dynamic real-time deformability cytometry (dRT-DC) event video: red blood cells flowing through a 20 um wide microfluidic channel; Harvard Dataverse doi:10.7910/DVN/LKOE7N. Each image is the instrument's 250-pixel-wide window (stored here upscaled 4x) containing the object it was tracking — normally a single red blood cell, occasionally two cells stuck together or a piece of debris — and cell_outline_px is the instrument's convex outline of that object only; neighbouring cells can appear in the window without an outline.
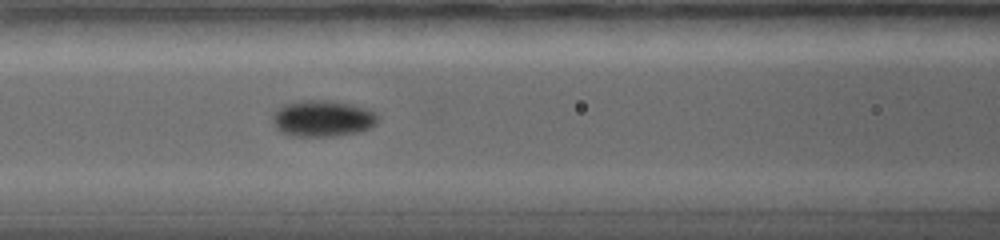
{"species": "common noctule bat (a hibernating species)", "species_latin": "Nyctalus noctula", "temperature_condition": "warm", "stored_images_in_passage": 18, "camera_frame_rate_fps": 5000, "um_per_image_px": 0.085, "animal": {"sex": "female", "body_mass_g": 19.0, "forearm_length_mm": 56.7}, "frame": {"image": 1, "passage_image": 7, "time_ms": 5.4, "image_size_px": [1000, 240], "cell_outline_px": [[380, 116], [376, 124], [368, 128], [356, 132], [336, 136], [288, 136], [280, 132], [276, 128], [272, 120], [272, 116], [276, 108], [284, 104], [300, 100], [332, 100], [364, 108], [376, 112]], "centroid_in_image_um": [27.38, 10.07], "position_along_channel_um": 139.2, "area_um2": 22.48}}
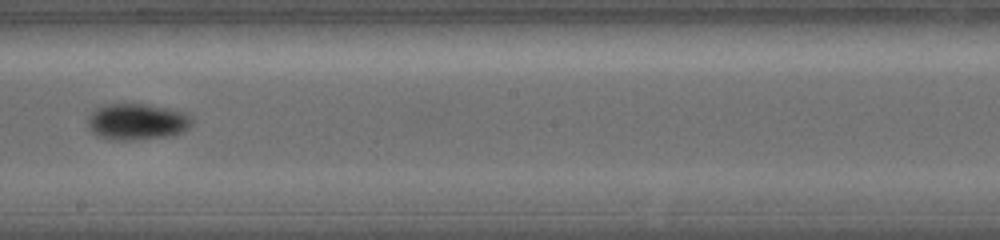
{"frame": {"image": 2, "passage_image": 10, "time_ms": 8.2, "image_size_px": [1000, 240], "cell_outline_px": [[192, 124], [184, 132], [172, 136], [132, 140], [108, 140], [92, 132], [88, 128], [88, 116], [96, 108], [104, 104], [144, 104], [184, 112], [192, 116]], "centroid_in_image_um": [11.65, 10.36], "position_along_channel_um": 236.6, "area_um2": 22.2}}
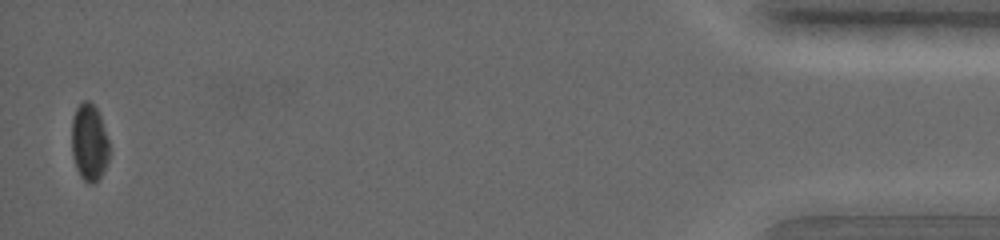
{"frame": {"image": 3, "passage_image": 18, "time_ms": 17.4, "image_size_px": [1000, 240], "cell_outline_px": [[108, 160], [104, 172], [92, 184], [88, 184], [80, 176], [76, 168], [72, 156], [72, 116], [80, 100], [88, 100], [96, 108], [100, 116], [108, 140]], "centroid_in_image_um": [7.56, 12.09], "position_along_channel_um": 427.6, "area_um2": 16.94}, "authors_computed_cell_mechanics": {"area_um2": 19.8832, "velocity_mm_per_s": 3.4898, "shape_relaxation_time_tau1_ms": 1.7643, "shape_relaxation_time_tau2_ms": null, "deformation_change_tau1": 0.0338, "deformation_change_tau2": null}}